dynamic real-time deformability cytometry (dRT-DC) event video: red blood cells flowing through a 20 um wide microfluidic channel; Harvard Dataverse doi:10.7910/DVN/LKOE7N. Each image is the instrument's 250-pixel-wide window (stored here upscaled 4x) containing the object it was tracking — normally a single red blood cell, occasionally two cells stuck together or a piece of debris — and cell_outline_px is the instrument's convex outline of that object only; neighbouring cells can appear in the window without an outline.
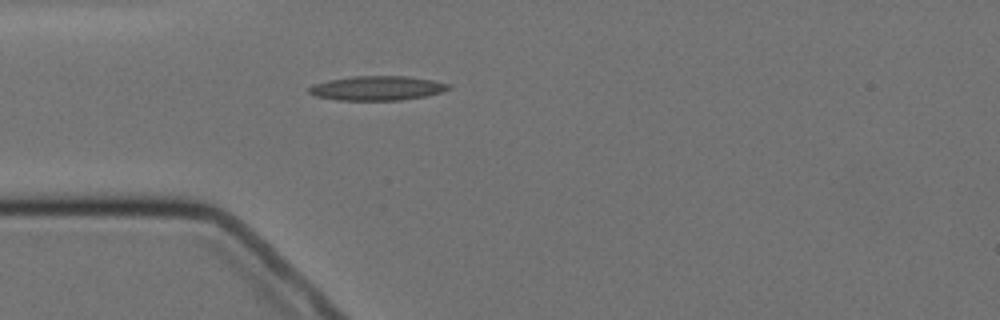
{"species": "Egyptian fruit bat (a non-hibernating species)", "species_latin": "Rousettus aegyptiacus", "temperature_condition": "cold", "stored_images_in_passage": 4, "camera_frame_rate_fps": 3000, "um_per_image_px": 0.085, "animal": {"sex": "female"}, "frame": {"image": 1, "passage_image": 4, "time_ms": 3.333, "image_size_px": [1000, 320], "cell_outline_px": [[452, 88], [428, 96], [400, 100], [336, 100], [316, 96], [308, 92], [308, 88], [312, 84], [328, 80], [352, 76], [404, 76], [432, 80], [448, 84]], "centroid_in_image_um": [32.03, 7.49], "position_along_channel_um": 53.0, "area_um2": 19.83}}